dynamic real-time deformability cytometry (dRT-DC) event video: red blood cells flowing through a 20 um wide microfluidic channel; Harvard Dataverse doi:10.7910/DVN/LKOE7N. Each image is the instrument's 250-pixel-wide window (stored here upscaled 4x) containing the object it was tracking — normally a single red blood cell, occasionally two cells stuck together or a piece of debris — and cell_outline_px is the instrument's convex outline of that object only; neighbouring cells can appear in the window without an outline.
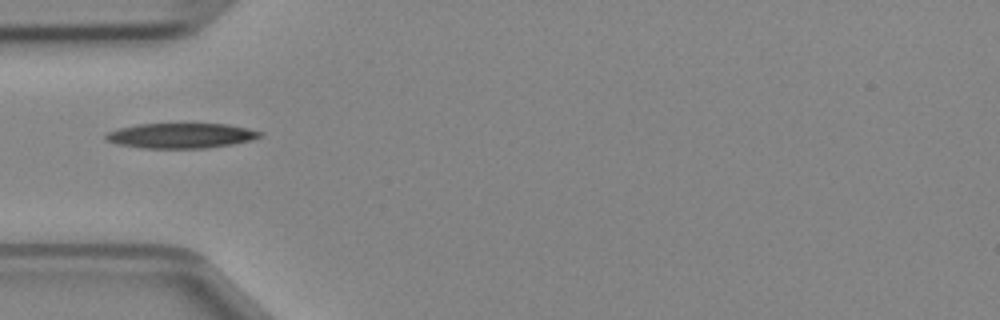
{"species": "Egyptian fruit bat (a non-hibernating species)", "species_latin": "Rousettus aegyptiacus", "temperature_condition": "cold", "stored_images_in_passage": 6, "camera_frame_rate_fps": 3000, "um_per_image_px": 0.085, "animal": {"sex": "female"}, "frame": {"image": 1, "passage_image": 1, "time_ms": 0.0, "image_size_px": [1000, 320], "cell_outline_px": [[264, 132], [260, 136], [248, 140], [232, 144], [204, 148], [140, 148], [116, 144], [104, 140], [104, 136], [108, 132], [120, 128], [140, 124], [228, 124]], "centroid_in_image_um": [15.32, 11.53], "position_along_channel_um": 69.7, "area_um2": 22.37}}